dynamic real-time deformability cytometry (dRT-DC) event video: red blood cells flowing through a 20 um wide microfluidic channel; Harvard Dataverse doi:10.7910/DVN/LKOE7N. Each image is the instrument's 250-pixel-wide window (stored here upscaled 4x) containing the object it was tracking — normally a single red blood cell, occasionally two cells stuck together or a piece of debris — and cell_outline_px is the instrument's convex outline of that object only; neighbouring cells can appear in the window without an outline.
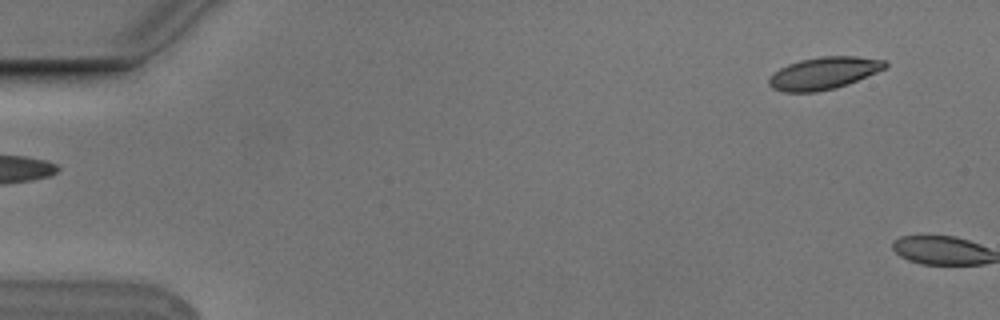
{"species": "Egyptian fruit bat (a non-hibernating species)", "species_latin": "Rousettus aegyptiacus", "temperature_condition": "cold", "stored_images_in_passage": 4, "segment_of_instrument_passage": [2, 2], "camera_frame_rate_fps": 3000, "um_per_image_px": 0.085, "animal": {"sex": "male"}, "frame": {"image": 1, "passage_image": 4, "time_ms": 1.0, "image_size_px": [1000, 320], "cell_outline_px": [[888, 68], [848, 84], [836, 88], [816, 92], [784, 92], [772, 88], [768, 84], [768, 80], [772, 72], [788, 64], [800, 60], [820, 56], [856, 56], [884, 60], [888, 64]], "centroid_in_image_um": [70.02, 6.22], "position_along_channel_um": 15.0, "area_um2": 22.08}}